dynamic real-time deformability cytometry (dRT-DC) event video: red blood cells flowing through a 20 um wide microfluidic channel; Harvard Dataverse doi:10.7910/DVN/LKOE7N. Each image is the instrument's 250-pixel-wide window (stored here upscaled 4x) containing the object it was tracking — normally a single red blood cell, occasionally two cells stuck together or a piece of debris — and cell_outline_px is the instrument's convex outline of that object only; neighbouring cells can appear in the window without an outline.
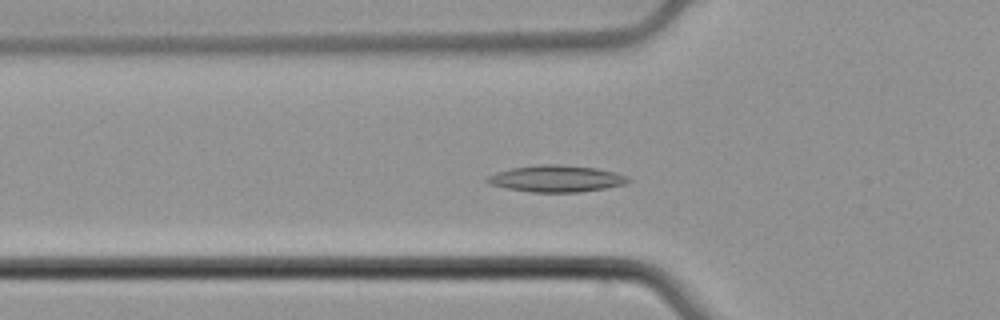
{"species": "common noctule bat (a hibernating species)", "species_latin": "Nyctalus noctula", "temperature_condition": "cold", "stored_images_in_passage": 50, "camera_frame_rate_fps": 3000, "um_per_image_px": 0.085, "animal": {"sex": "male", "body_mass_g": 21.5, "forearm_length_mm": 52.0}, "frame": {"image": 1, "passage_image": 14, "time_ms": 4.333, "image_size_px": [1000, 320], "cell_outline_px": [[632, 180], [628, 184], [580, 192], [532, 192], [508, 188], [488, 184], [484, 180], [488, 176], [496, 172], [512, 168], [540, 164], [556, 164], [596, 168], [616, 172]], "centroid_in_image_um": [47.29, 15.18], "position_along_channel_um": 78.5, "area_um2": 21.85}}
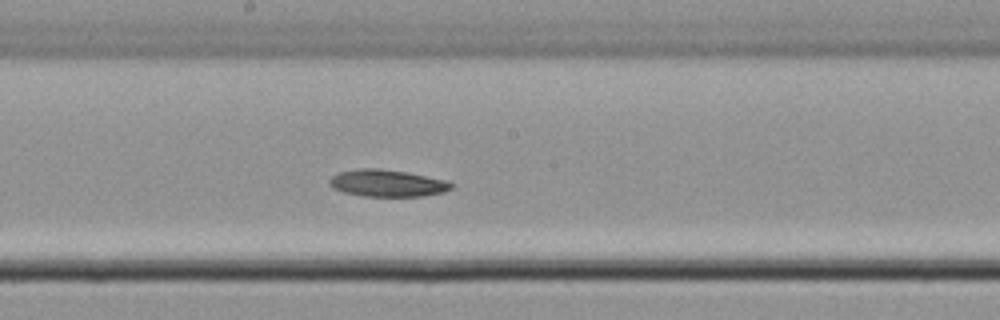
{"frame": {"image": 2, "passage_image": 25, "time_ms": 8.0, "image_size_px": [1000, 320], "cell_outline_px": [[452, 188], [444, 192], [420, 196], [360, 196], [344, 192], [332, 188], [328, 184], [328, 180], [332, 176], [340, 172], [360, 168], [376, 168], [404, 172], [444, 180], [452, 184]], "centroid_in_image_um": [32.84, 15.58], "position_along_channel_um": 215.4, "area_um2": 18.9}}
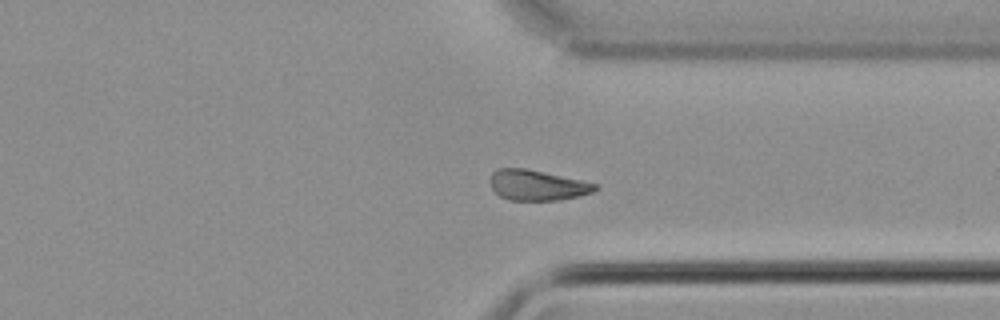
{"frame": {"image": 3, "passage_image": 37, "time_ms": 12.0, "image_size_px": [1000, 320], "cell_outline_px": [[600, 188], [592, 192], [580, 196], [560, 200], [508, 200], [500, 196], [492, 188], [488, 180], [492, 172], [496, 168], [524, 168], [600, 184]], "centroid_in_image_um": [45.66, 15.74], "position_along_channel_um": 365.7, "area_um2": 18.79}, "authors_computed_cell_mechanics": {"area_um2": 19.5075, "velocity_mm_per_s": 3.743, "shape_relaxation_time_tau1_ms": 3.054, "shape_relaxation_time_tau2_ms": null, "deformation_change_tau1": 0.0695, "deformation_change_tau2": null}}